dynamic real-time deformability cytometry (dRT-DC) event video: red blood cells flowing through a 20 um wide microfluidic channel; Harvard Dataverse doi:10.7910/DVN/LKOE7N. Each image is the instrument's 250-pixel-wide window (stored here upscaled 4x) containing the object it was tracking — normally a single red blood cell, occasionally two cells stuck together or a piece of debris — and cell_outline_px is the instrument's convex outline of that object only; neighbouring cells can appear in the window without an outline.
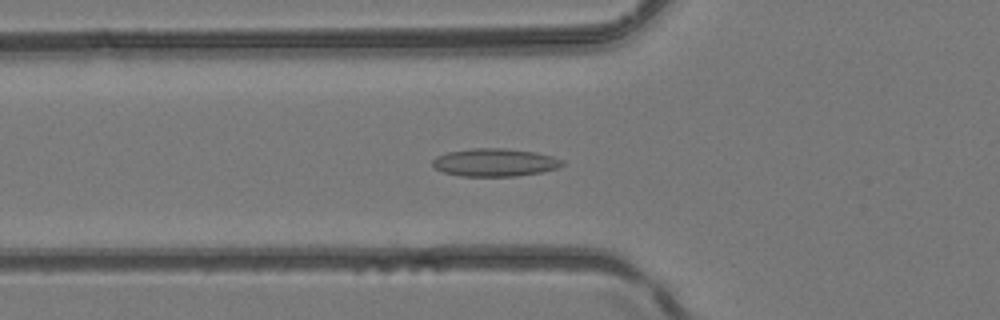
{"species": "common noctule bat (a hibernating species)", "species_latin": "Nyctalus noctula", "temperature_condition": "room temperature", "stored_images_in_passage": 45, "segment_of_instrument_passage": [1, 2], "camera_frame_rate_fps": 3000, "um_per_image_px": 0.085, "animal": {"sex": "female", "body_mass_g": 24.6, "forearm_length_mm": 56.2}, "frame": {"image": 1, "passage_image": 16, "time_ms": 5.0, "image_size_px": [1000, 320], "cell_outline_px": [[564, 164], [560, 168], [540, 172], [516, 176], [460, 176], [444, 172], [436, 168], [432, 164], [432, 160], [436, 156], [448, 152], [472, 148], [504, 148], [536, 152], [552, 156], [564, 160]], "centroid_in_image_um": [42.08, 13.8], "position_along_channel_um": 83.7, "area_um2": 21.15}}
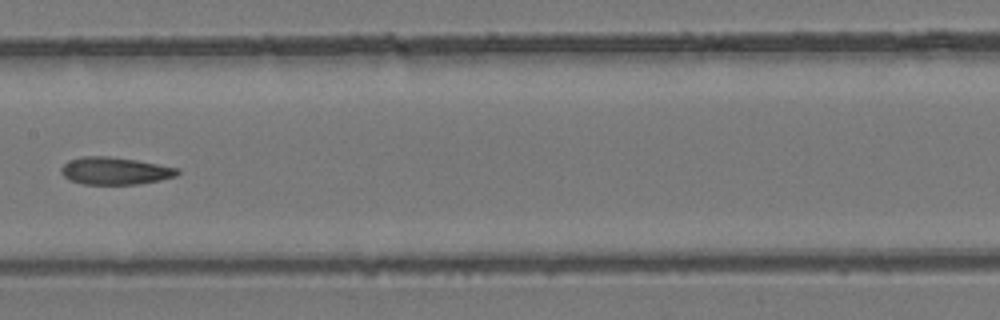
{"frame": {"image": 2, "passage_image": 23, "time_ms": 7.333, "image_size_px": [1000, 320], "cell_outline_px": [[180, 172], [176, 176], [160, 180], [136, 184], [84, 184], [68, 180], [60, 172], [60, 168], [68, 160], [84, 156], [108, 156], [136, 160], [180, 168]], "centroid_in_image_um": [9.76, 14.52], "position_along_channel_um": 197.6, "area_um2": 18.61}}
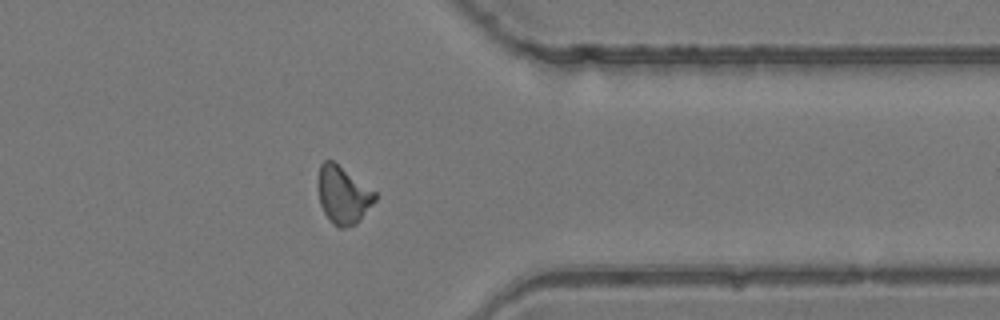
{"frame": {"image": 3, "passage_image": 35, "time_ms": 11.333, "image_size_px": [1000, 320], "cell_outline_px": [[376, 200], [356, 224], [344, 228], [340, 228], [332, 224], [324, 212], [320, 204], [316, 188], [316, 180], [320, 164], [324, 160], [332, 160], [376, 192]], "centroid_in_image_um": [29.11, 16.57], "position_along_channel_um": 382.3, "area_um2": 19.31}}